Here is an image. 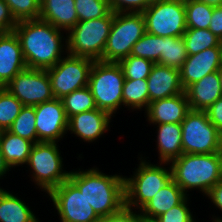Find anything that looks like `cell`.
<instances>
[{
    "label": "cell",
    "instance_id": "7402d4cb",
    "mask_svg": "<svg viewBox=\"0 0 222 222\" xmlns=\"http://www.w3.org/2000/svg\"><path fill=\"white\" fill-rule=\"evenodd\" d=\"M39 19L68 32L78 22L75 0H40Z\"/></svg>",
    "mask_w": 222,
    "mask_h": 222
},
{
    "label": "cell",
    "instance_id": "4316f807",
    "mask_svg": "<svg viewBox=\"0 0 222 222\" xmlns=\"http://www.w3.org/2000/svg\"><path fill=\"white\" fill-rule=\"evenodd\" d=\"M183 36L162 37L160 64L179 69L187 59Z\"/></svg>",
    "mask_w": 222,
    "mask_h": 222
},
{
    "label": "cell",
    "instance_id": "f546056e",
    "mask_svg": "<svg viewBox=\"0 0 222 222\" xmlns=\"http://www.w3.org/2000/svg\"><path fill=\"white\" fill-rule=\"evenodd\" d=\"M8 131L34 143L39 142L34 106H23Z\"/></svg>",
    "mask_w": 222,
    "mask_h": 222
},
{
    "label": "cell",
    "instance_id": "ac0fdd59",
    "mask_svg": "<svg viewBox=\"0 0 222 222\" xmlns=\"http://www.w3.org/2000/svg\"><path fill=\"white\" fill-rule=\"evenodd\" d=\"M27 68L21 44L15 32L0 34V87Z\"/></svg>",
    "mask_w": 222,
    "mask_h": 222
},
{
    "label": "cell",
    "instance_id": "44dd1931",
    "mask_svg": "<svg viewBox=\"0 0 222 222\" xmlns=\"http://www.w3.org/2000/svg\"><path fill=\"white\" fill-rule=\"evenodd\" d=\"M190 109L206 111L221 96V84L218 71L204 76L185 90Z\"/></svg>",
    "mask_w": 222,
    "mask_h": 222
},
{
    "label": "cell",
    "instance_id": "1f68e13d",
    "mask_svg": "<svg viewBox=\"0 0 222 222\" xmlns=\"http://www.w3.org/2000/svg\"><path fill=\"white\" fill-rule=\"evenodd\" d=\"M23 106L7 89L0 87V131L11 127Z\"/></svg>",
    "mask_w": 222,
    "mask_h": 222
},
{
    "label": "cell",
    "instance_id": "ee69618b",
    "mask_svg": "<svg viewBox=\"0 0 222 222\" xmlns=\"http://www.w3.org/2000/svg\"><path fill=\"white\" fill-rule=\"evenodd\" d=\"M9 171H11V169L5 163L4 158H3V154L0 150V180L4 179V177L7 176L6 174H8ZM0 188H2V187H0Z\"/></svg>",
    "mask_w": 222,
    "mask_h": 222
},
{
    "label": "cell",
    "instance_id": "30bf717a",
    "mask_svg": "<svg viewBox=\"0 0 222 222\" xmlns=\"http://www.w3.org/2000/svg\"><path fill=\"white\" fill-rule=\"evenodd\" d=\"M142 14L149 34L180 37L187 29L185 0H156Z\"/></svg>",
    "mask_w": 222,
    "mask_h": 222
},
{
    "label": "cell",
    "instance_id": "ab89813d",
    "mask_svg": "<svg viewBox=\"0 0 222 222\" xmlns=\"http://www.w3.org/2000/svg\"><path fill=\"white\" fill-rule=\"evenodd\" d=\"M18 22L4 0H0V34L13 32Z\"/></svg>",
    "mask_w": 222,
    "mask_h": 222
},
{
    "label": "cell",
    "instance_id": "d4e9b609",
    "mask_svg": "<svg viewBox=\"0 0 222 222\" xmlns=\"http://www.w3.org/2000/svg\"><path fill=\"white\" fill-rule=\"evenodd\" d=\"M28 203L0 188V222H40Z\"/></svg>",
    "mask_w": 222,
    "mask_h": 222
},
{
    "label": "cell",
    "instance_id": "8fae6325",
    "mask_svg": "<svg viewBox=\"0 0 222 222\" xmlns=\"http://www.w3.org/2000/svg\"><path fill=\"white\" fill-rule=\"evenodd\" d=\"M93 63L94 60L90 58L67 53L55 66L47 69L54 97L62 99L77 89L88 86Z\"/></svg>",
    "mask_w": 222,
    "mask_h": 222
},
{
    "label": "cell",
    "instance_id": "cb8c5ba5",
    "mask_svg": "<svg viewBox=\"0 0 222 222\" xmlns=\"http://www.w3.org/2000/svg\"><path fill=\"white\" fill-rule=\"evenodd\" d=\"M34 142L15 135L8 130L0 133V150L5 163L11 169L26 165Z\"/></svg>",
    "mask_w": 222,
    "mask_h": 222
},
{
    "label": "cell",
    "instance_id": "8992f818",
    "mask_svg": "<svg viewBox=\"0 0 222 222\" xmlns=\"http://www.w3.org/2000/svg\"><path fill=\"white\" fill-rule=\"evenodd\" d=\"M59 150L58 143L37 142L32 147L25 166L29 168L31 181L46 194L69 178L70 171L64 170V162Z\"/></svg>",
    "mask_w": 222,
    "mask_h": 222
},
{
    "label": "cell",
    "instance_id": "52a82bcc",
    "mask_svg": "<svg viewBox=\"0 0 222 222\" xmlns=\"http://www.w3.org/2000/svg\"><path fill=\"white\" fill-rule=\"evenodd\" d=\"M112 21L113 12L111 11L105 17L78 21L66 34L67 53L90 58L94 61H102Z\"/></svg>",
    "mask_w": 222,
    "mask_h": 222
},
{
    "label": "cell",
    "instance_id": "9a60e30c",
    "mask_svg": "<svg viewBox=\"0 0 222 222\" xmlns=\"http://www.w3.org/2000/svg\"><path fill=\"white\" fill-rule=\"evenodd\" d=\"M221 65L222 47H211L197 54L188 55L183 65L179 68L181 84L184 90L207 74L218 71Z\"/></svg>",
    "mask_w": 222,
    "mask_h": 222
},
{
    "label": "cell",
    "instance_id": "74e56055",
    "mask_svg": "<svg viewBox=\"0 0 222 222\" xmlns=\"http://www.w3.org/2000/svg\"><path fill=\"white\" fill-rule=\"evenodd\" d=\"M156 0H108L113 13H142Z\"/></svg>",
    "mask_w": 222,
    "mask_h": 222
},
{
    "label": "cell",
    "instance_id": "b9f144b4",
    "mask_svg": "<svg viewBox=\"0 0 222 222\" xmlns=\"http://www.w3.org/2000/svg\"><path fill=\"white\" fill-rule=\"evenodd\" d=\"M206 113L210 122L222 134V96L206 110Z\"/></svg>",
    "mask_w": 222,
    "mask_h": 222
},
{
    "label": "cell",
    "instance_id": "ffe728a7",
    "mask_svg": "<svg viewBox=\"0 0 222 222\" xmlns=\"http://www.w3.org/2000/svg\"><path fill=\"white\" fill-rule=\"evenodd\" d=\"M188 195L171 179L140 210L144 222H153L170 208L180 204Z\"/></svg>",
    "mask_w": 222,
    "mask_h": 222
},
{
    "label": "cell",
    "instance_id": "e0dca14e",
    "mask_svg": "<svg viewBox=\"0 0 222 222\" xmlns=\"http://www.w3.org/2000/svg\"><path fill=\"white\" fill-rule=\"evenodd\" d=\"M190 110L186 93L183 92L179 95L155 100L149 103L144 113L147 117L146 121H148L150 125L170 123L181 124Z\"/></svg>",
    "mask_w": 222,
    "mask_h": 222
},
{
    "label": "cell",
    "instance_id": "e575fe53",
    "mask_svg": "<svg viewBox=\"0 0 222 222\" xmlns=\"http://www.w3.org/2000/svg\"><path fill=\"white\" fill-rule=\"evenodd\" d=\"M78 21L105 17L109 12L108 0H75Z\"/></svg>",
    "mask_w": 222,
    "mask_h": 222
},
{
    "label": "cell",
    "instance_id": "d590c367",
    "mask_svg": "<svg viewBox=\"0 0 222 222\" xmlns=\"http://www.w3.org/2000/svg\"><path fill=\"white\" fill-rule=\"evenodd\" d=\"M17 22L36 20L40 15V0H4Z\"/></svg>",
    "mask_w": 222,
    "mask_h": 222
},
{
    "label": "cell",
    "instance_id": "4dcf8cb0",
    "mask_svg": "<svg viewBox=\"0 0 222 222\" xmlns=\"http://www.w3.org/2000/svg\"><path fill=\"white\" fill-rule=\"evenodd\" d=\"M187 28L208 29L213 7L198 0H185Z\"/></svg>",
    "mask_w": 222,
    "mask_h": 222
},
{
    "label": "cell",
    "instance_id": "60d3db41",
    "mask_svg": "<svg viewBox=\"0 0 222 222\" xmlns=\"http://www.w3.org/2000/svg\"><path fill=\"white\" fill-rule=\"evenodd\" d=\"M210 199V202L214 204L215 209H219L222 212V180L217 182L205 196ZM212 222H222L221 216L212 215Z\"/></svg>",
    "mask_w": 222,
    "mask_h": 222
},
{
    "label": "cell",
    "instance_id": "5bb4252c",
    "mask_svg": "<svg viewBox=\"0 0 222 222\" xmlns=\"http://www.w3.org/2000/svg\"><path fill=\"white\" fill-rule=\"evenodd\" d=\"M39 142H61L67 134L68 118L61 99L54 98L34 106Z\"/></svg>",
    "mask_w": 222,
    "mask_h": 222
},
{
    "label": "cell",
    "instance_id": "6da1fadb",
    "mask_svg": "<svg viewBox=\"0 0 222 222\" xmlns=\"http://www.w3.org/2000/svg\"><path fill=\"white\" fill-rule=\"evenodd\" d=\"M27 68L47 70L67 55V32L51 23L36 20L18 22L14 28ZM63 55V56H62Z\"/></svg>",
    "mask_w": 222,
    "mask_h": 222
},
{
    "label": "cell",
    "instance_id": "f6af8a7d",
    "mask_svg": "<svg viewBox=\"0 0 222 222\" xmlns=\"http://www.w3.org/2000/svg\"><path fill=\"white\" fill-rule=\"evenodd\" d=\"M200 2H204L205 4L211 7L222 6V0H198Z\"/></svg>",
    "mask_w": 222,
    "mask_h": 222
},
{
    "label": "cell",
    "instance_id": "9c48e42d",
    "mask_svg": "<svg viewBox=\"0 0 222 222\" xmlns=\"http://www.w3.org/2000/svg\"><path fill=\"white\" fill-rule=\"evenodd\" d=\"M181 127L183 154L222 152V134L210 122L206 111L191 109Z\"/></svg>",
    "mask_w": 222,
    "mask_h": 222
},
{
    "label": "cell",
    "instance_id": "603a6c76",
    "mask_svg": "<svg viewBox=\"0 0 222 222\" xmlns=\"http://www.w3.org/2000/svg\"><path fill=\"white\" fill-rule=\"evenodd\" d=\"M156 126V127H155ZM156 149L158 160L162 163H171L183 154L182 127L179 123L157 124Z\"/></svg>",
    "mask_w": 222,
    "mask_h": 222
},
{
    "label": "cell",
    "instance_id": "d6986e66",
    "mask_svg": "<svg viewBox=\"0 0 222 222\" xmlns=\"http://www.w3.org/2000/svg\"><path fill=\"white\" fill-rule=\"evenodd\" d=\"M149 103L185 92L179 69L155 63L147 78Z\"/></svg>",
    "mask_w": 222,
    "mask_h": 222
},
{
    "label": "cell",
    "instance_id": "7c38bea8",
    "mask_svg": "<svg viewBox=\"0 0 222 222\" xmlns=\"http://www.w3.org/2000/svg\"><path fill=\"white\" fill-rule=\"evenodd\" d=\"M47 196L52 200L60 222H98L100 219L69 178L52 189Z\"/></svg>",
    "mask_w": 222,
    "mask_h": 222
},
{
    "label": "cell",
    "instance_id": "7bdbcfd3",
    "mask_svg": "<svg viewBox=\"0 0 222 222\" xmlns=\"http://www.w3.org/2000/svg\"><path fill=\"white\" fill-rule=\"evenodd\" d=\"M208 29L222 41V6L213 7Z\"/></svg>",
    "mask_w": 222,
    "mask_h": 222
},
{
    "label": "cell",
    "instance_id": "7a4b0ae2",
    "mask_svg": "<svg viewBox=\"0 0 222 222\" xmlns=\"http://www.w3.org/2000/svg\"><path fill=\"white\" fill-rule=\"evenodd\" d=\"M69 179L101 218L118 212L125 205L124 175L105 174L96 166L70 170Z\"/></svg>",
    "mask_w": 222,
    "mask_h": 222
},
{
    "label": "cell",
    "instance_id": "8d00e7d4",
    "mask_svg": "<svg viewBox=\"0 0 222 222\" xmlns=\"http://www.w3.org/2000/svg\"><path fill=\"white\" fill-rule=\"evenodd\" d=\"M189 200L190 197L187 196L180 204L170 208L153 222H198L188 207Z\"/></svg>",
    "mask_w": 222,
    "mask_h": 222
},
{
    "label": "cell",
    "instance_id": "3957f363",
    "mask_svg": "<svg viewBox=\"0 0 222 222\" xmlns=\"http://www.w3.org/2000/svg\"><path fill=\"white\" fill-rule=\"evenodd\" d=\"M170 166L172 179L188 196L196 189L206 196L222 180V152L182 154Z\"/></svg>",
    "mask_w": 222,
    "mask_h": 222
},
{
    "label": "cell",
    "instance_id": "2e32d148",
    "mask_svg": "<svg viewBox=\"0 0 222 222\" xmlns=\"http://www.w3.org/2000/svg\"><path fill=\"white\" fill-rule=\"evenodd\" d=\"M112 116L106 111L94 109L71 116L68 119L67 132L84 142H96L106 132L108 133Z\"/></svg>",
    "mask_w": 222,
    "mask_h": 222
},
{
    "label": "cell",
    "instance_id": "5b68a950",
    "mask_svg": "<svg viewBox=\"0 0 222 222\" xmlns=\"http://www.w3.org/2000/svg\"><path fill=\"white\" fill-rule=\"evenodd\" d=\"M125 77L118 63L94 61L88 87L98 109L106 111L113 118L122 108V94Z\"/></svg>",
    "mask_w": 222,
    "mask_h": 222
},
{
    "label": "cell",
    "instance_id": "f1b7e54d",
    "mask_svg": "<svg viewBox=\"0 0 222 222\" xmlns=\"http://www.w3.org/2000/svg\"><path fill=\"white\" fill-rule=\"evenodd\" d=\"M61 101L68 119L76 114L97 109L94 97L88 86L64 96Z\"/></svg>",
    "mask_w": 222,
    "mask_h": 222
},
{
    "label": "cell",
    "instance_id": "277c9868",
    "mask_svg": "<svg viewBox=\"0 0 222 222\" xmlns=\"http://www.w3.org/2000/svg\"><path fill=\"white\" fill-rule=\"evenodd\" d=\"M137 158L140 162L133 175L124 176V192L125 206L139 211L172 179V170L169 163L154 164L143 155Z\"/></svg>",
    "mask_w": 222,
    "mask_h": 222
},
{
    "label": "cell",
    "instance_id": "ba28073f",
    "mask_svg": "<svg viewBox=\"0 0 222 222\" xmlns=\"http://www.w3.org/2000/svg\"><path fill=\"white\" fill-rule=\"evenodd\" d=\"M146 33L142 13H113L110 34L103 51V62L118 63L130 55L133 45Z\"/></svg>",
    "mask_w": 222,
    "mask_h": 222
},
{
    "label": "cell",
    "instance_id": "484cf974",
    "mask_svg": "<svg viewBox=\"0 0 222 222\" xmlns=\"http://www.w3.org/2000/svg\"><path fill=\"white\" fill-rule=\"evenodd\" d=\"M148 105L149 92L147 79H125L122 106L128 108V110L130 109V111H142V109L145 111Z\"/></svg>",
    "mask_w": 222,
    "mask_h": 222
},
{
    "label": "cell",
    "instance_id": "4fadbf2b",
    "mask_svg": "<svg viewBox=\"0 0 222 222\" xmlns=\"http://www.w3.org/2000/svg\"><path fill=\"white\" fill-rule=\"evenodd\" d=\"M24 106H36L54 99L50 78L44 69L26 68L4 86Z\"/></svg>",
    "mask_w": 222,
    "mask_h": 222
},
{
    "label": "cell",
    "instance_id": "bcb514c9",
    "mask_svg": "<svg viewBox=\"0 0 222 222\" xmlns=\"http://www.w3.org/2000/svg\"><path fill=\"white\" fill-rule=\"evenodd\" d=\"M219 78H220V84H221V91H222V65L220 66L218 70Z\"/></svg>",
    "mask_w": 222,
    "mask_h": 222
},
{
    "label": "cell",
    "instance_id": "83f0119b",
    "mask_svg": "<svg viewBox=\"0 0 222 222\" xmlns=\"http://www.w3.org/2000/svg\"><path fill=\"white\" fill-rule=\"evenodd\" d=\"M183 39L188 55L197 54L211 47H222V41L209 29L187 28Z\"/></svg>",
    "mask_w": 222,
    "mask_h": 222
},
{
    "label": "cell",
    "instance_id": "d6a6232c",
    "mask_svg": "<svg viewBox=\"0 0 222 222\" xmlns=\"http://www.w3.org/2000/svg\"><path fill=\"white\" fill-rule=\"evenodd\" d=\"M162 37L145 33L132 47L130 55L160 64Z\"/></svg>",
    "mask_w": 222,
    "mask_h": 222
},
{
    "label": "cell",
    "instance_id": "f35d334b",
    "mask_svg": "<svg viewBox=\"0 0 222 222\" xmlns=\"http://www.w3.org/2000/svg\"><path fill=\"white\" fill-rule=\"evenodd\" d=\"M98 222H144L140 212L123 206L118 212L101 217Z\"/></svg>",
    "mask_w": 222,
    "mask_h": 222
},
{
    "label": "cell",
    "instance_id": "836d02e7",
    "mask_svg": "<svg viewBox=\"0 0 222 222\" xmlns=\"http://www.w3.org/2000/svg\"><path fill=\"white\" fill-rule=\"evenodd\" d=\"M118 64L123 71L125 79L135 80L147 79L155 63L149 59L129 55L119 61Z\"/></svg>",
    "mask_w": 222,
    "mask_h": 222
}]
</instances>
